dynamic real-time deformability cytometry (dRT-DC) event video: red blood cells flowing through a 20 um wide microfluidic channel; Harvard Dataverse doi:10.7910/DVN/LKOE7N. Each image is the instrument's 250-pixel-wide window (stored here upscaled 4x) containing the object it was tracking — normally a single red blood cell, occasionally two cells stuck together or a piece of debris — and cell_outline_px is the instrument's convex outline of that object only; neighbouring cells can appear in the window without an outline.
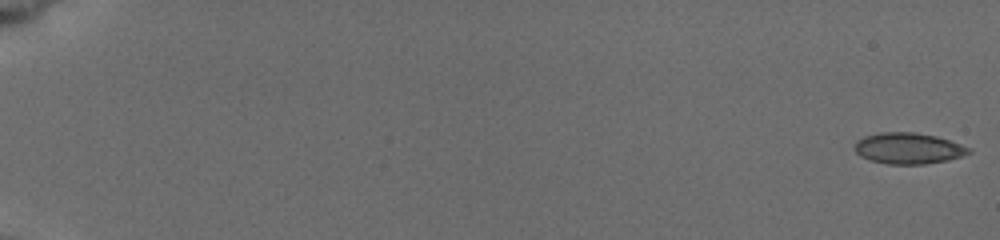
{"species": "common noctule bat (a hibernating species)", "species_latin": "Nyctalus noctula", "temperature_condition": "cold", "stored_images_in_passage": 30, "camera_frame_rate_fps": 3000, "um_per_image_px": 0.085, "animal": {"sex": "female", "body_mass_g": 19.5, "forearm_length_mm": 54.1}, "frame": {"image": 1, "passage_image": 1, "time_ms": 0.0, "image_size_px": [1000, 240], "cell_outline_px": [[972, 152], [948, 160], [924, 164], [888, 164], [872, 160], [860, 156], [856, 152], [856, 140], [864, 136], [880, 132], [912, 132], [936, 136], [972, 148]], "centroid_in_image_um": [77.22, 12.6], "position_along_channel_um": 7.8, "area_um2": 20.52}}
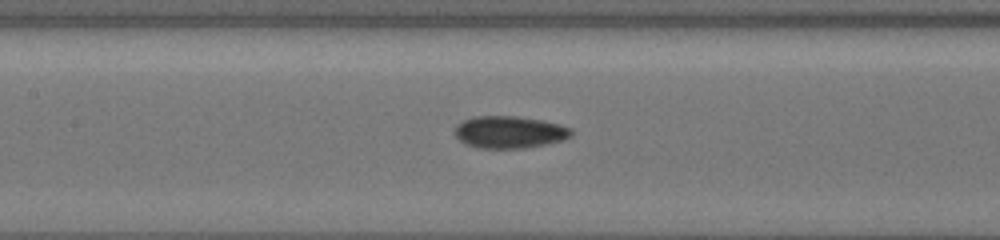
{"frame": {"image": 2, "passage_image": 18, "time_ms": 9.333, "image_size_px": [1000, 240], "cell_outline_px": [[576, 132], [572, 136], [564, 140], [548, 144], [528, 148], [476, 148], [460, 140], [456, 136], [456, 124], [472, 116], [516, 116], [540, 120], [560, 124], [572, 128]], "centroid_in_image_um": [43.37, 11.23], "position_along_channel_um": 164.0, "area_um2": 22.08}}
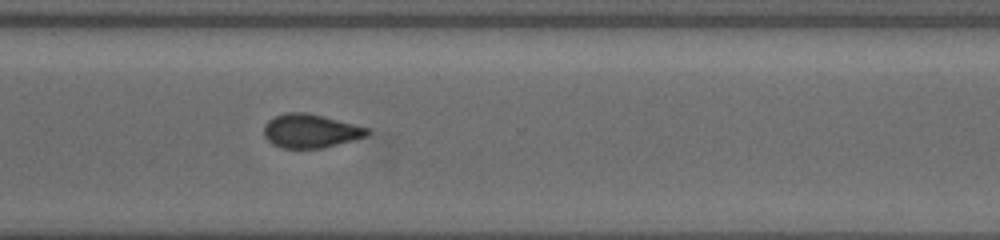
{"frame": {"image": 3, "passage_image": 30, "time_ms": 14.0, "image_size_px": [1000, 240], "cell_outline_px": [[372, 132], [368, 136], [320, 148], [280, 148], [272, 144], [264, 136], [264, 124], [268, 120], [276, 116], [288, 112], [304, 112], [372, 128]], "centroid_in_image_um": [26.41, 11.13], "position_along_channel_um": 344.2, "area_um2": 20.29}}